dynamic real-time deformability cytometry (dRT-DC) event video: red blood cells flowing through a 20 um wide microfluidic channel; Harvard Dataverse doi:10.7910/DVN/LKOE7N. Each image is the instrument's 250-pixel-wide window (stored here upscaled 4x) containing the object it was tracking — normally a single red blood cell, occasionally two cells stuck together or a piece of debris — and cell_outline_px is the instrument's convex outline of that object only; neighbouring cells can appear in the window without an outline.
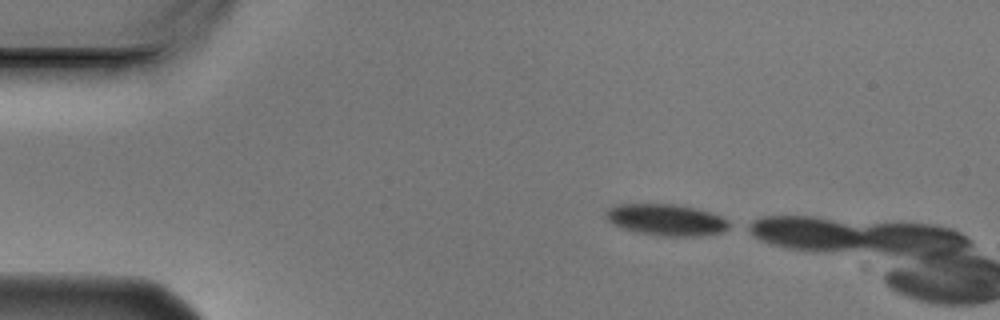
{"species": "Egyptian fruit bat (a non-hibernating species)", "species_latin": "Rousettus aegyptiacus", "temperature_condition": "cold", "stored_images_in_passage": 2, "camera_frame_rate_fps": 3000, "um_per_image_px": 0.085, "animal": {"sex": "male"}, "frame": {"image": 1, "passage_image": 1, "time_ms": 0.0, "image_size_px": [1000, 320], "cell_outline_px": [[736, 224], [720, 232], [696, 236], [664, 236], [636, 232], [624, 228], [608, 220], [604, 216], [604, 212], [608, 208], [616, 204], [672, 204], [696, 208], [712, 212]], "centroid_in_image_um": [56.66, 18.67], "position_along_channel_um": 28.3, "area_um2": 22.66}}